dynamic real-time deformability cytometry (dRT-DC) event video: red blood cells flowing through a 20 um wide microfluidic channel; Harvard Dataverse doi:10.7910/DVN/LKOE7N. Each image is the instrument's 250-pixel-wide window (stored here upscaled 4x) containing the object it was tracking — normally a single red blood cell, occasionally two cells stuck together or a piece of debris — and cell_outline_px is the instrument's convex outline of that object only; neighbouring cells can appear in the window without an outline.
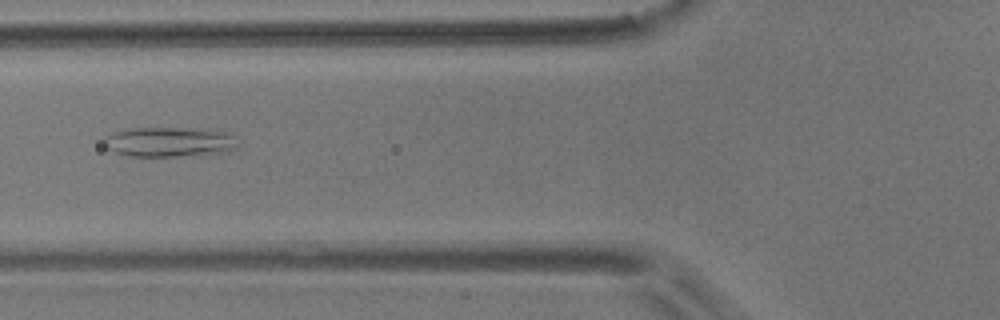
{"species": "common noctule bat (a hibernating species)", "species_latin": "Nyctalus noctula", "temperature_condition": "room temperature", "stored_images_in_passage": 8, "camera_frame_rate_fps": 3000, "um_per_image_px": 0.085, "animal": {"sex": "male", "body_mass_g": 17.9}, "frame": {"image": 1, "passage_image": 7, "time_ms": 7.0, "image_size_px": [1000, 320], "cell_outline_px": [[236, 148], [220, 152], [200, 156], [132, 156], [116, 152], [108, 148], [104, 140], [112, 132], [136, 128], [208, 128], [224, 132], [232, 136]], "centroid_in_image_um": [14.41, 12.06], "position_along_channel_um": 111.4, "area_um2": 23.0}}